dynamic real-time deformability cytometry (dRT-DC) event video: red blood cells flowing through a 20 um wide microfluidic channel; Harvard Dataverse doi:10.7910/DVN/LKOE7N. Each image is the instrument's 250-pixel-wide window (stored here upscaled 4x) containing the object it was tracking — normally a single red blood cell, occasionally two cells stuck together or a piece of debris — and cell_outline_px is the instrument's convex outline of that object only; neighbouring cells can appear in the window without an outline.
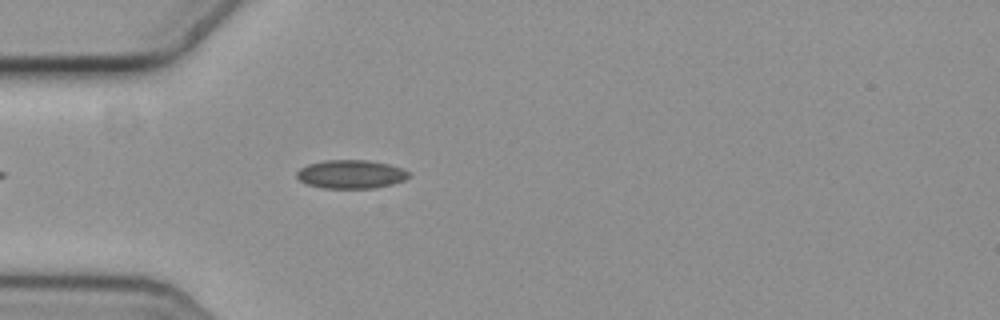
{"species": "common noctule bat (a hibernating species)", "species_latin": "Nyctalus noctula", "temperature_condition": "cold", "stored_images_in_passage": 38, "camera_frame_rate_fps": 3000, "um_per_image_px": 0.085, "animal": {"sex": "female", "body_mass_g": 19.3, "forearm_length_mm": 54.1}, "frame": {"image": 1, "passage_image": 6, "time_ms": 1.667, "image_size_px": [1000, 320], "cell_outline_px": [[412, 176], [404, 180], [392, 184], [376, 188], [320, 188], [308, 184], [300, 180], [296, 176], [296, 172], [300, 168], [308, 164], [324, 160], [368, 160], [388, 164], [400, 168], [408, 172]], "centroid_in_image_um": [29.82, 14.81], "position_along_channel_um": 55.2, "area_um2": 18.67}}
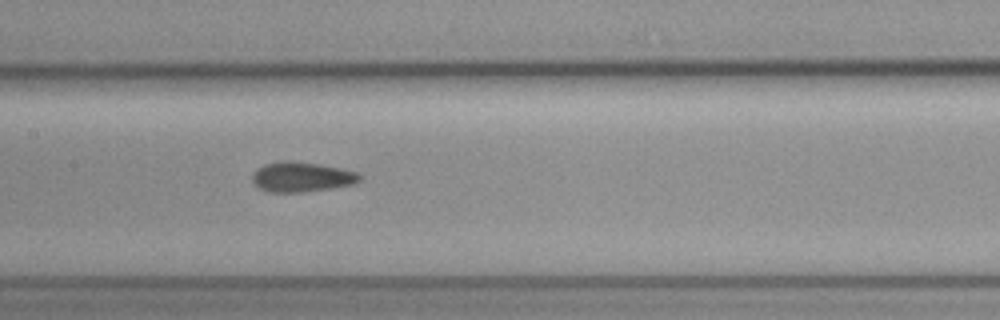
{"frame": {"image": 2, "passage_image": 17, "time_ms": 5.333, "image_size_px": [1000, 320], "cell_outline_px": [[360, 180], [356, 184], [304, 192], [268, 192], [252, 184], [252, 172], [256, 168], [264, 164], [280, 160], [288, 160], [320, 164], [340, 168], [356, 172], [360, 176]], "centroid_in_image_um": [25.58, 15.03], "position_along_channel_um": 181.8, "area_um2": 18.96}}
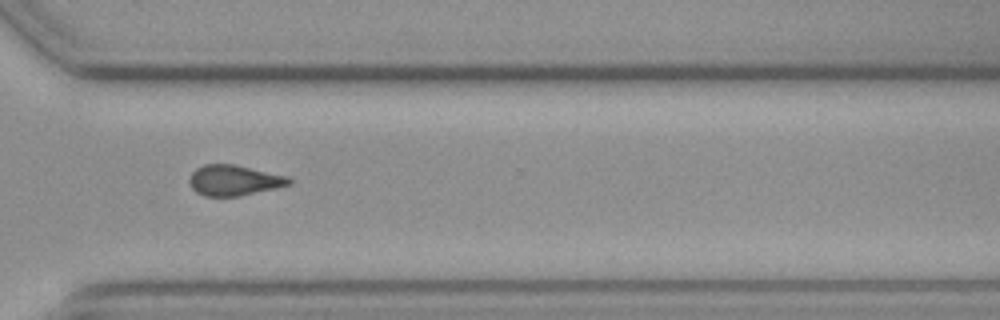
{"frame": {"image": 3, "passage_image": 31, "time_ms": 10.0, "image_size_px": [1000, 320], "cell_outline_px": [[292, 184], [276, 188], [240, 196], [204, 196], [196, 192], [192, 188], [188, 180], [192, 172], [196, 168], [204, 164], [232, 164], [288, 176], [292, 180]], "centroid_in_image_um": [19.89, 15.33], "position_along_channel_um": 350.7, "area_um2": 17.74}, "authors_computed_cell_mechanics": {"area_um2": 18.1781, "velocity_mm_per_s": 3.6248, "shape_relaxation_time_tau1_ms": null, "shape_relaxation_time_tau2_ms": 5.7584, "deformation_change_tau1": null, "deformation_change_tau2": 0.0886}}